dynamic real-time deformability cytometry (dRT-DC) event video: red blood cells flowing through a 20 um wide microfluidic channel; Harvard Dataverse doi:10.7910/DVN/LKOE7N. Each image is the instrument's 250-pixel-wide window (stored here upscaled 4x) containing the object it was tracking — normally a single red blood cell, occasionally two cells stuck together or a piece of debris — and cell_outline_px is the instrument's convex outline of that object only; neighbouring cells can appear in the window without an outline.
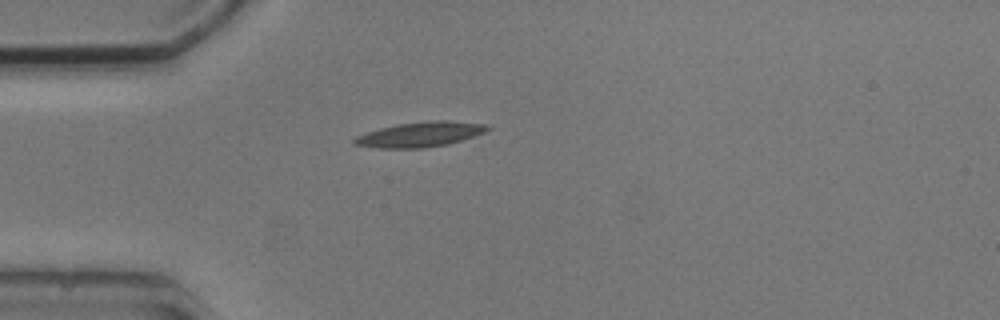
{"species": "common noctule bat (a hibernating species)", "species_latin": "Nyctalus noctula", "temperature_condition": "cold", "stored_images_in_passage": 1, "camera_frame_rate_fps": 3000, "um_per_image_px": 0.085, "animal": {"sex": "male", "body_mass_g": 20.5, "forearm_length_mm": 52.5}, "frame": {"image": 1, "passage_image": 1, "time_ms": 0.0, "image_size_px": [1000, 320], "cell_outline_px": [[492, 128], [484, 132], [448, 144], [424, 148], [380, 148], [352, 144], [352, 140], [356, 136], [380, 128], [396, 124], [432, 120], [448, 120], [484, 124]], "centroid_in_image_um": [35.69, 11.42], "position_along_channel_um": 49.3, "area_um2": 19.25}}